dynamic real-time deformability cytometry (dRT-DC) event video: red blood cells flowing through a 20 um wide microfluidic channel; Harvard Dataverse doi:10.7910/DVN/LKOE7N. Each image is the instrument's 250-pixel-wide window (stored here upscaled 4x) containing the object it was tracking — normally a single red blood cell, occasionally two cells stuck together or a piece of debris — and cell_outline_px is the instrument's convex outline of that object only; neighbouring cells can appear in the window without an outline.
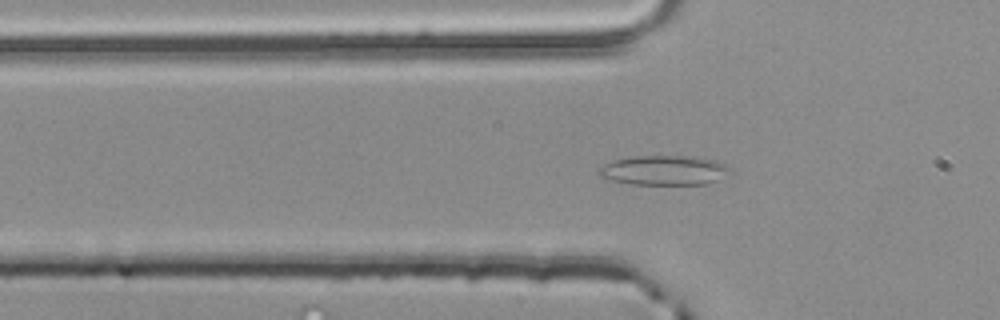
{"species": "common noctule bat (a hibernating species)", "species_latin": "Nyctalus noctula", "temperature_condition": "room temperature", "stored_images_in_passage": 38, "camera_frame_rate_fps": 3000, "um_per_image_px": 0.085, "animal": {"sex": "male", "body_mass_g": 20.4}, "frame": {"image": 1, "passage_image": 2, "time_ms": 0.333, "image_size_px": [1000, 320], "cell_outline_px": [[732, 172], [720, 180], [708, 184], [628, 184], [612, 180], [600, 176], [596, 172], [596, 168], [612, 160], [636, 156], [684, 156], [716, 160], [724, 164]], "centroid_in_image_um": [56.43, 14.48], "position_along_channel_um": 69.4, "area_um2": 22.83}}
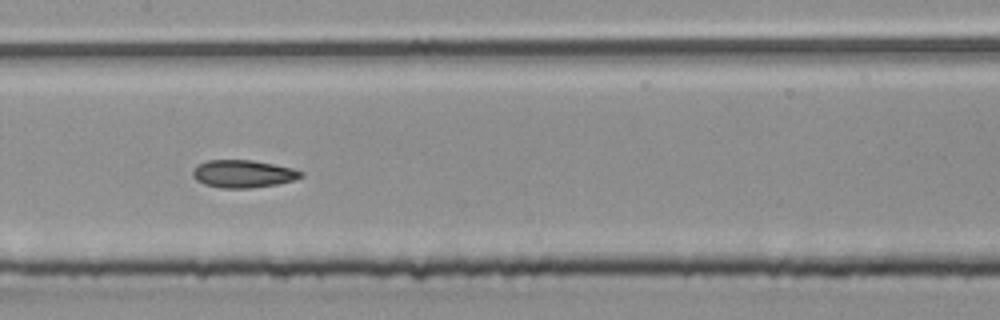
{"frame": {"image": 2, "passage_image": 11, "time_ms": 3.333, "image_size_px": [1000, 320], "cell_outline_px": [[304, 176], [296, 180], [276, 184], [248, 188], [220, 188], [204, 184], [196, 180], [192, 176], [192, 168], [196, 164], [208, 160], [252, 160], [292, 168], [304, 172]], "centroid_in_image_um": [20.64, 14.77], "position_along_channel_um": 186.8, "area_um2": 17.57}}
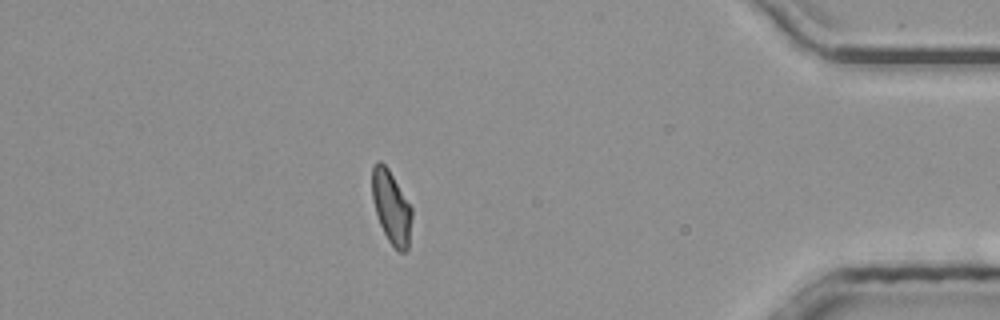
{"frame": {"image": 3, "passage_image": 31, "time_ms": 10.0, "image_size_px": [1000, 320], "cell_outline_px": [[412, 216], [408, 248], [404, 252], [400, 252], [388, 240], [380, 224], [372, 200], [372, 164], [376, 160], [380, 160], [388, 168], [412, 208]], "centroid_in_image_um": [33.25, 17.57], "position_along_channel_um": 402.0, "area_um2": 16.82}, "authors_computed_cell_mechanics": {"area_um2": 17.2244, "velocity_mm_per_s": 3.8878, "shape_relaxation_time_tau1_ms": null, "shape_relaxation_time_tau2_ms": 2.6047, "deformation_change_tau1": null, "deformation_change_tau2": 0.0752}}